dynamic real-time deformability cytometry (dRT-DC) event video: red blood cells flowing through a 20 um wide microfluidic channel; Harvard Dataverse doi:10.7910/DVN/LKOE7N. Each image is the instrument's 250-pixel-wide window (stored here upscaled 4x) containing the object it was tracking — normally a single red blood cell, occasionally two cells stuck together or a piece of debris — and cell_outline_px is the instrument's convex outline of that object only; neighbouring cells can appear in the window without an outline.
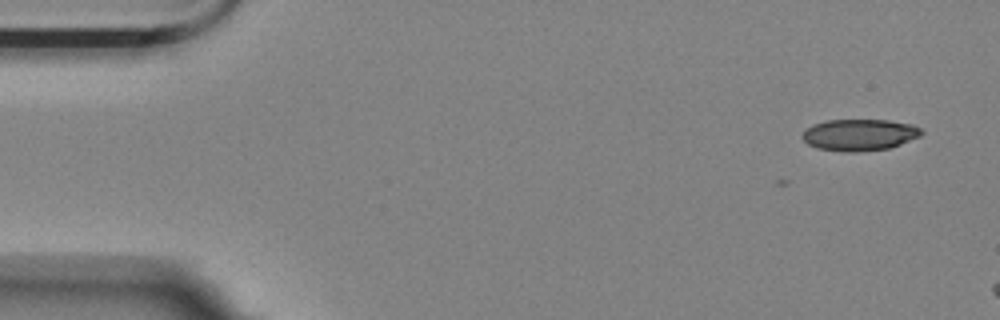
{"species": "Egyptian fruit bat (a non-hibernating species)", "species_latin": "Rousettus aegyptiacus", "temperature_condition": "room temperature", "stored_images_in_passage": 2, "segment_of_instrument_passage": [2, 2], "camera_frame_rate_fps": 3000, "um_per_image_px": 0.085, "animal": {"sex": "female"}, "frame": {"image": 1, "passage_image": 2, "time_ms": 0.333, "image_size_px": [1000, 320], "cell_outline_px": [[924, 132], [920, 136], [900, 144], [888, 148], [856, 152], [844, 152], [816, 148], [808, 144], [804, 140], [804, 132], [812, 124], [828, 120], [888, 120], [912, 124], [920, 128]], "centroid_in_image_um": [73.07, 11.46], "position_along_channel_um": 11.9, "area_um2": 21.79}}